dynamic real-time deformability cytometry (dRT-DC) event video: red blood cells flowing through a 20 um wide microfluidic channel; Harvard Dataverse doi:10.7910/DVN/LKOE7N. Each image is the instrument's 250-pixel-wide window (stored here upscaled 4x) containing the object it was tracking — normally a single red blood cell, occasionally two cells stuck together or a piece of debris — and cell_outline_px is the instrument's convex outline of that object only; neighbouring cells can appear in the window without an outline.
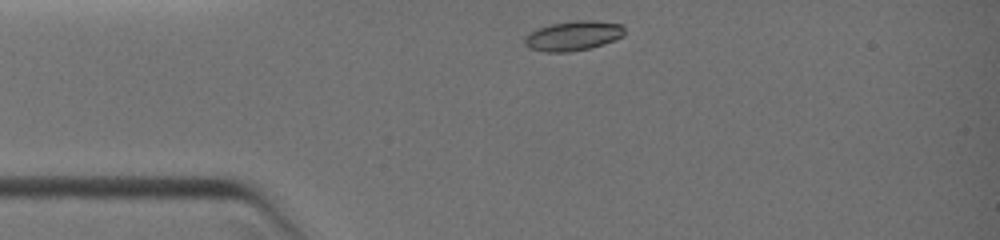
{"species": "common noctule bat (a hibernating species)", "species_latin": "Nyctalus noctula", "temperature_condition": "warm", "stored_images_in_passage": 21, "camera_frame_rate_fps": 3000, "um_per_image_px": 0.085, "animal": {"sex": "female", "body_mass_g": 19.0, "forearm_length_mm": 51.5}, "frame": {"image": 1, "passage_image": 1, "time_ms": 0.0, "image_size_px": [1000, 240], "cell_outline_px": [[624, 36], [604, 44], [592, 48], [568, 52], [544, 52], [528, 48], [524, 44], [524, 36], [528, 32], [552, 24], [572, 20], [592, 20], [624, 24]], "centroid_in_image_um": [48.72, 3.04], "position_along_channel_um": 36.3, "area_um2": 17.57}}
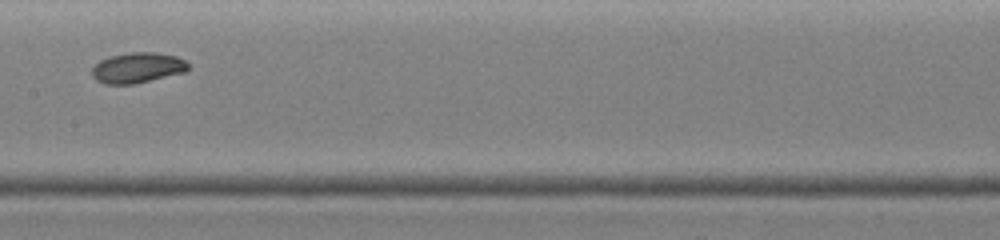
{"frame": {"image": 2, "passage_image": 12, "time_ms": 4.0, "image_size_px": [1000, 240], "cell_outline_px": [[188, 68], [184, 72], [132, 84], [104, 84], [96, 80], [92, 76], [92, 68], [100, 60], [108, 56], [128, 52], [156, 52], [176, 56], [184, 60], [188, 64]], "centroid_in_image_um": [11.64, 5.74], "position_along_channel_um": 195.8, "area_um2": 16.99}}
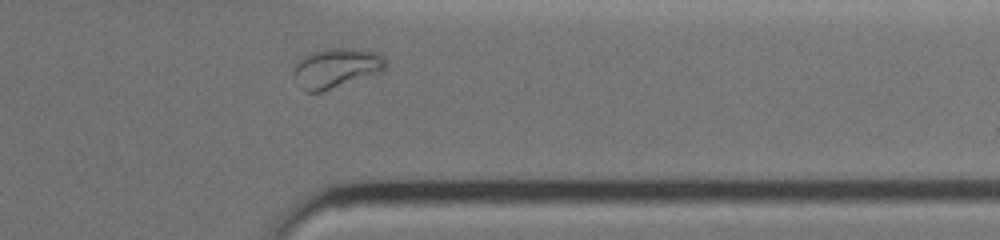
{"frame": {"image": 3, "passage_image": 20, "time_ms": 8.0, "image_size_px": [1000, 240], "cell_outline_px": [[388, 64], [380, 72], [320, 92], [304, 92], [300, 88], [292, 76], [292, 72], [296, 64], [304, 56], [312, 52], [324, 48], [352, 48], [380, 52], [384, 56]], "centroid_in_image_um": [28.56, 5.77], "position_along_channel_um": 382.8, "area_um2": 21.44}}